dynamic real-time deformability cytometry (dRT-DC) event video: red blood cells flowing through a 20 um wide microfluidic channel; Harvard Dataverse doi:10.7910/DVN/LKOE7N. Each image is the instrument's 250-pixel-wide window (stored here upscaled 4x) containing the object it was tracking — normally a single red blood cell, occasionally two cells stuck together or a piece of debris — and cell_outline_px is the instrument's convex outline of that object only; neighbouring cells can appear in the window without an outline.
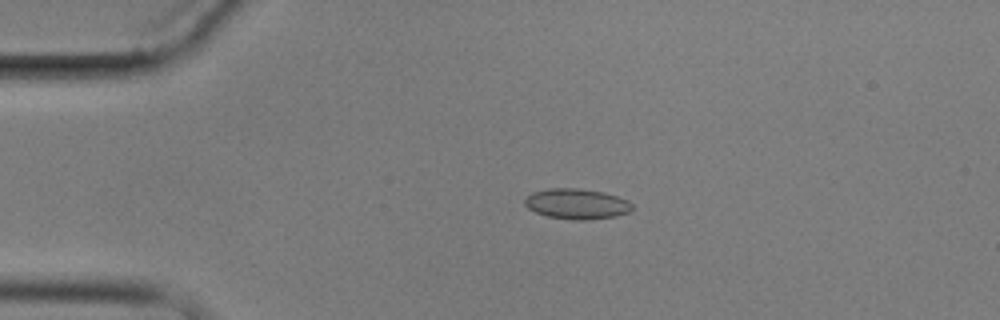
{"species": "common noctule bat (a hibernating species)", "species_latin": "Nyctalus noctula", "temperature_condition": "cold", "stored_images_in_passage": 4, "camera_frame_rate_fps": 3000, "um_per_image_px": 0.085, "animal": {"sex": "male", "body_mass_g": 17.9}, "frame": {"image": 1, "passage_image": 3, "time_ms": 2.333, "image_size_px": [1000, 320], "cell_outline_px": [[632, 212], [616, 216], [584, 220], [576, 220], [548, 216], [536, 212], [528, 208], [524, 204], [524, 200], [532, 192], [548, 188], [580, 188], [604, 192], [628, 200], [632, 204]], "centroid_in_image_um": [49.04, 17.32], "position_along_channel_um": 36.0, "area_um2": 19.07}}